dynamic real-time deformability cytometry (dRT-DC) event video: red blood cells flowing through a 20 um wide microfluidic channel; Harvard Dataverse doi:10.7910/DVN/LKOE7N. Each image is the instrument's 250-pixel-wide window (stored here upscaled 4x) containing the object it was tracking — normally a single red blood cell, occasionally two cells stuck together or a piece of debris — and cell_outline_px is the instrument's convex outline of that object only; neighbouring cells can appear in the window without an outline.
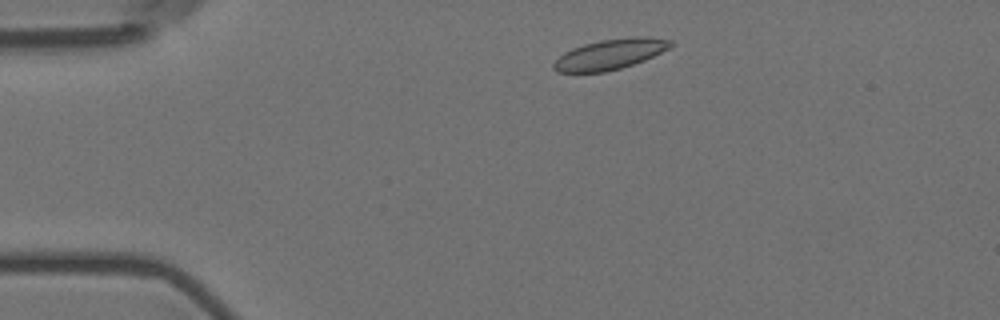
{"species": "Egyptian fruit bat (a non-hibernating species)", "species_latin": "Rousettus aegyptiacus", "temperature_condition": "room temperature", "stored_images_in_passage": 50, "camera_frame_rate_fps": 3000, "um_per_image_px": 0.085, "animal": {"sex": "female"}, "frame": {"image": 1, "passage_image": 5, "time_ms": 1.333, "image_size_px": [1000, 320], "cell_outline_px": [[676, 44], [644, 60], [620, 68], [604, 72], [556, 72], [552, 68], [552, 64], [564, 52], [572, 48], [584, 44], [600, 40], [632, 36], [648, 36], [672, 40]], "centroid_in_image_um": [51.86, 4.59], "position_along_channel_um": 33.1, "area_um2": 20.69}}
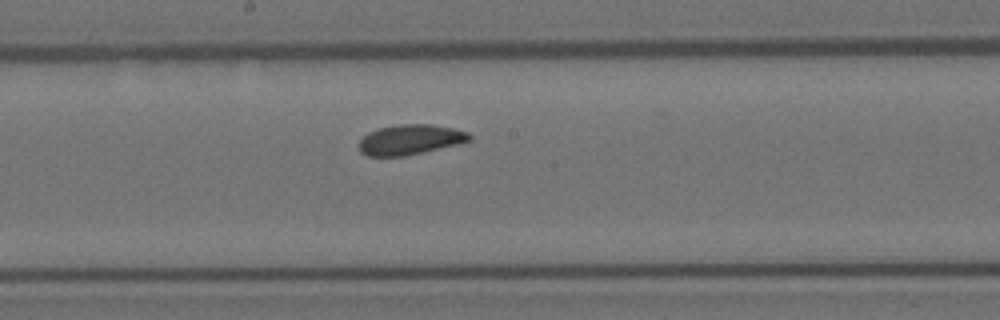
{"frame": {"image": 2, "passage_image": 24, "time_ms": 7.667, "image_size_px": [1000, 320], "cell_outline_px": [[472, 140], [460, 144], [404, 156], [368, 156], [360, 152], [360, 140], [368, 132], [380, 128], [400, 124], [432, 124], [452, 128], [468, 132], [472, 136]], "centroid_in_image_um": [34.9, 11.87], "position_along_channel_um": 213.3, "area_um2": 19.36}}
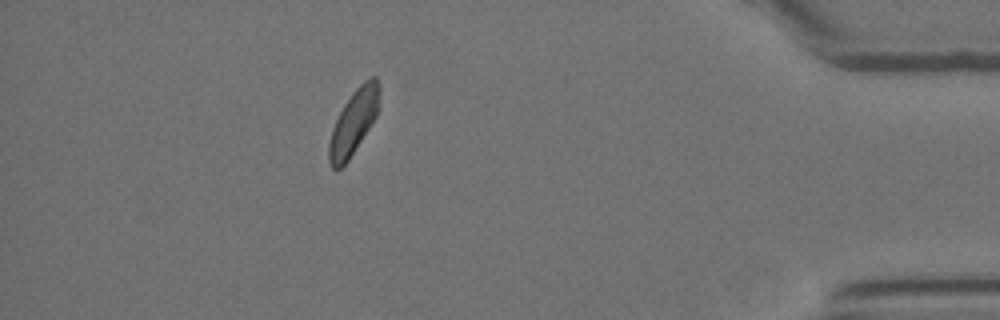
{"frame": {"image": 3, "passage_image": 44, "time_ms": 14.333, "image_size_px": [1000, 320], "cell_outline_px": [[380, 108], [376, 116], [348, 160], [340, 168], [332, 168], [328, 160], [328, 144], [332, 128], [344, 104], [352, 92], [368, 76], [376, 76], [380, 84]], "centroid_in_image_um": [30.08, 10.31], "position_along_channel_um": 405.1, "area_um2": 19.02}, "authors_computed_cell_mechanics": {"area_um2": 19.8254, "velocity_mm_per_s": 3.5871, "shape_relaxation_time_tau1_ms": 4.4945, "shape_relaxation_time_tau2_ms": 4.1311, "deformation_change_tau1": 0.0739, "deformation_change_tau2": 0.0576}}